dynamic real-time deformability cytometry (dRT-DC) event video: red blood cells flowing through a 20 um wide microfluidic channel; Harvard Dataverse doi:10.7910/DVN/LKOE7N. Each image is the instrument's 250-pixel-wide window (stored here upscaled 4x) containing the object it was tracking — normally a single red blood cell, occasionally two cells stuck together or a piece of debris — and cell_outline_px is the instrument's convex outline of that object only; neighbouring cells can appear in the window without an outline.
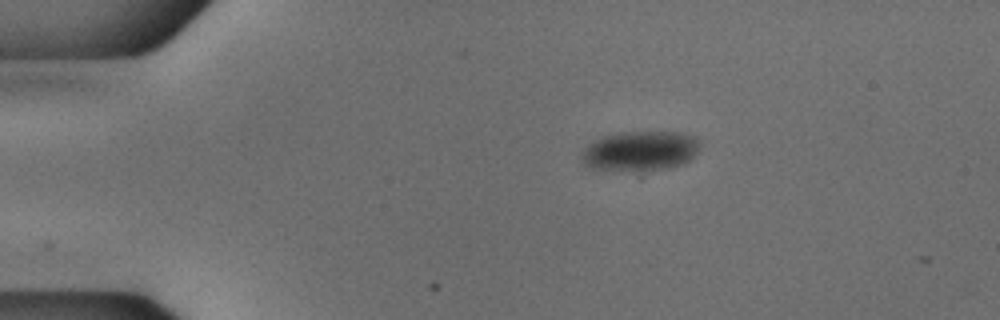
{"species": "common noctule bat (a hibernating species)", "species_latin": "Nyctalus noctula", "temperature_condition": "cold", "stored_images_in_passage": 46, "camera_frame_rate_fps": 3000, "um_per_image_px": 0.085, "animal": {"sex": "male", "body_mass_g": 18.8}, "frame": {"image": 1, "passage_image": 2, "time_ms": 0.333, "image_size_px": [1000, 320], "cell_outline_px": [[700, 144], [696, 152], [688, 160], [680, 164], [668, 168], [592, 168], [580, 156], [588, 144], [592, 140], [600, 136], [620, 132], [680, 132], [696, 136]], "centroid_in_image_um": [54.43, 12.76], "position_along_channel_um": 30.6, "area_um2": 26.47}}
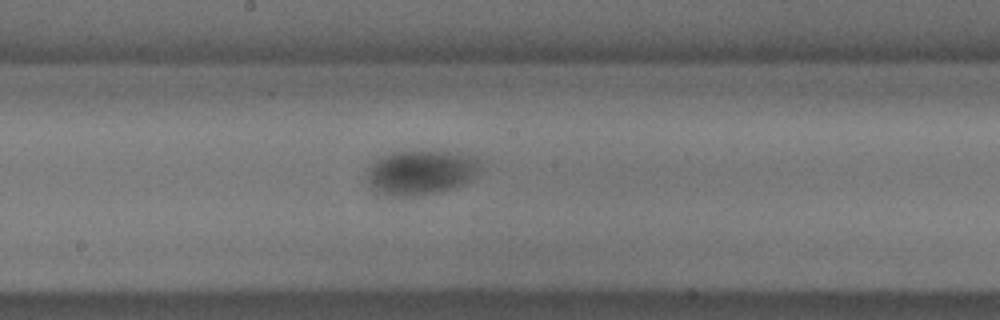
{"frame": {"image": 2, "passage_image": 21, "time_ms": 6.667, "image_size_px": [1000, 320], "cell_outline_px": [[480, 168], [476, 176], [472, 180], [464, 184], [440, 192], [416, 196], [392, 196], [376, 192], [368, 184], [364, 176], [368, 164], [392, 152], [424, 148], [456, 152], [476, 156], [480, 164]], "centroid_in_image_um": [35.76, 14.62], "position_along_channel_um": 212.4, "area_um2": 30.81}}
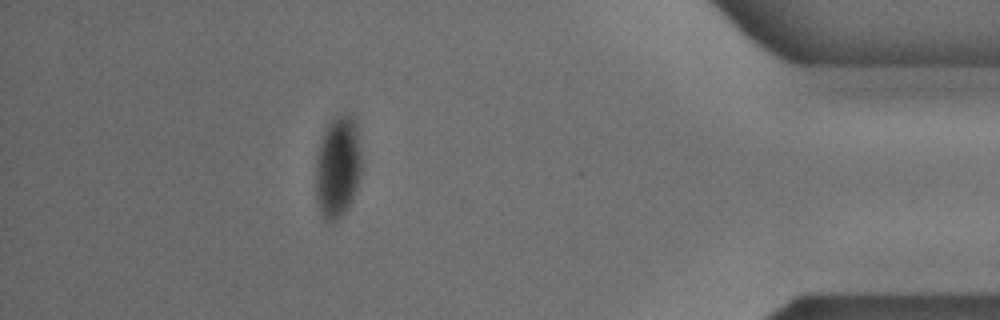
{"frame": {"image": 3, "passage_image": 40, "time_ms": 13.0, "image_size_px": [1000, 320], "cell_outline_px": [[360, 176], [352, 200], [348, 208], [332, 224], [324, 220], [316, 196], [316, 160], [320, 144], [324, 132], [328, 124], [336, 116], [356, 116], [360, 152]], "centroid_in_image_um": [28.72, 14.21], "position_along_channel_um": 406.5, "area_um2": 26.93}, "authors_computed_cell_mechanics": {"area_um2": 28.2931, "velocity_mm_per_s": 3.7548, "shape_relaxation_time_tau1_ms": null, "shape_relaxation_time_tau2_ms": 2.8881, "deformation_change_tau1": null, "deformation_change_tau2": 0.0286}}